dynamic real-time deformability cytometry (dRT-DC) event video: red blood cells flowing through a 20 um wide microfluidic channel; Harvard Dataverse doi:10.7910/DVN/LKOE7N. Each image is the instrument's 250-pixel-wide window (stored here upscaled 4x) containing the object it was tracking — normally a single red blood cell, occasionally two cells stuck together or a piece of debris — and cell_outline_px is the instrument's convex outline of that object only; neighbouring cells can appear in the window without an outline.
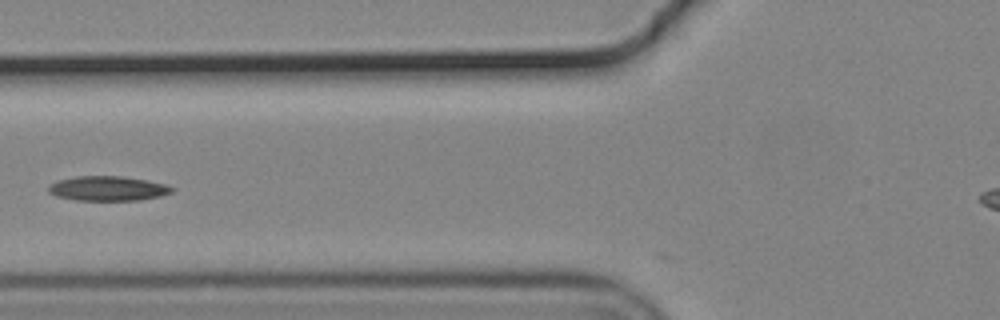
{"species": "common noctule bat (a hibernating species)", "species_latin": "Nyctalus noctula", "temperature_condition": "cold", "stored_images_in_passage": 14, "camera_frame_rate_fps": 3000, "um_per_image_px": 0.085, "animal": {"sex": "male", "body_mass_g": 19.2, "forearm_length_mm": 51.8}, "frame": {"image": 1, "passage_image": 11, "time_ms": 3.333, "image_size_px": [1000, 320], "cell_outline_px": [[176, 188], [172, 192], [160, 196], [140, 200], [76, 200], [56, 196], [48, 192], [48, 184], [56, 180], [76, 176], [120, 176], [148, 180], [168, 184]], "centroid_in_image_um": [9.17, 16.01], "position_along_channel_um": 116.6, "area_um2": 17.98}}